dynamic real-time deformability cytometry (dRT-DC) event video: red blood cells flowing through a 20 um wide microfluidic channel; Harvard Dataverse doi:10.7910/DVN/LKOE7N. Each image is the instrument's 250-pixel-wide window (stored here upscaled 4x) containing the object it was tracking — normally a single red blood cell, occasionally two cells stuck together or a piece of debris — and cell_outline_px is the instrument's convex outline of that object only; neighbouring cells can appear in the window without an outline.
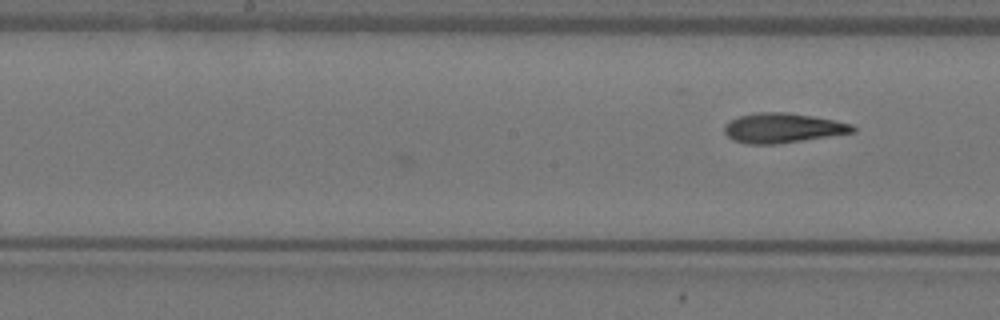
{"species": "Egyptian fruit bat (a non-hibernating species)", "species_latin": "Rousettus aegyptiacus", "temperature_condition": "warm", "stored_images_in_passage": 12, "camera_frame_rate_fps": 3000, "um_per_image_px": 0.085, "animal": {"sex": "female"}, "frame": {"image": 1, "passage_image": 12, "time_ms": 3.667, "image_size_px": [1000, 320], "cell_outline_px": [[856, 132], [776, 144], [748, 144], [732, 140], [724, 132], [724, 124], [740, 116], [756, 112], [784, 112], [812, 116], [836, 120], [852, 124], [856, 128]], "centroid_in_image_um": [66.53, 10.88], "position_along_channel_um": 181.7, "area_um2": 22.2}}